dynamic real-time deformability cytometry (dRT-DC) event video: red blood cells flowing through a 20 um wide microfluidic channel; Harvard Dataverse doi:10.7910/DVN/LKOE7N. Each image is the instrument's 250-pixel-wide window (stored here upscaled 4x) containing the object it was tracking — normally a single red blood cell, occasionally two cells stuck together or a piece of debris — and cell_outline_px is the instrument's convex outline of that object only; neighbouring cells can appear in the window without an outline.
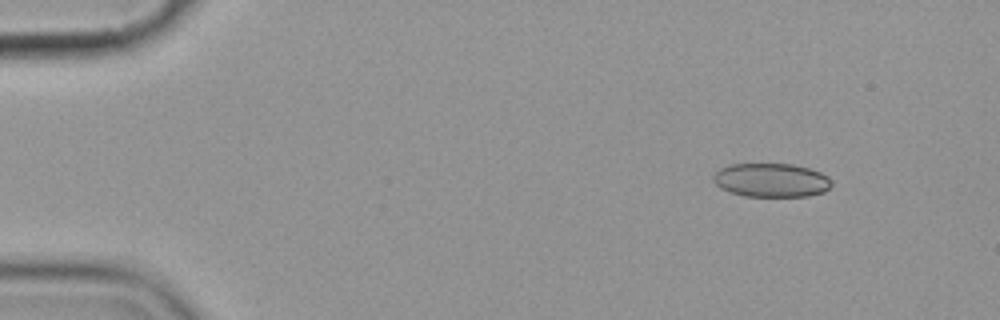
{"species": "common noctule bat (a hibernating species)", "species_latin": "Nyctalus noctula", "temperature_condition": "cold", "stored_images_in_passage": 5, "camera_frame_rate_fps": 3000, "um_per_image_px": 0.085, "animal": {"sex": "female", "body_mass_g": 19.9}, "frame": {"image": 1, "passage_image": 1, "time_ms": 0.0, "image_size_px": [1000, 320], "cell_outline_px": [[832, 184], [824, 192], [808, 196], [744, 196], [728, 192], [720, 188], [712, 180], [712, 176], [720, 168], [728, 164], [792, 164], [808, 168], [820, 172], [828, 176]], "centroid_in_image_um": [65.52, 15.31], "position_along_channel_um": 19.5, "area_um2": 23.41}}
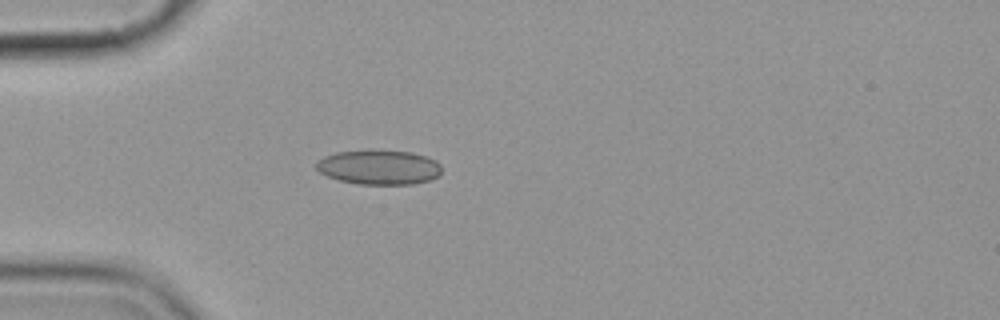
{"frame": {"image": 2, "passage_image": 4, "time_ms": 3.333, "image_size_px": [1000, 320], "cell_outline_px": [[440, 172], [436, 176], [428, 180], [412, 184], [360, 184], [340, 180], [328, 176], [320, 172], [316, 168], [316, 164], [324, 156], [336, 152], [412, 152], [436, 160], [440, 164]], "centroid_in_image_um": [32.22, 14.24], "position_along_channel_um": 52.8, "area_um2": 24.39}}